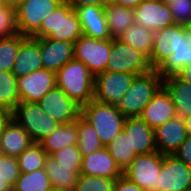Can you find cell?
<instances>
[{"label":"cell","mask_w":191,"mask_h":191,"mask_svg":"<svg viewBox=\"0 0 191 191\" xmlns=\"http://www.w3.org/2000/svg\"><path fill=\"white\" fill-rule=\"evenodd\" d=\"M56 86L80 106L94 99V75L75 58L56 72Z\"/></svg>","instance_id":"1"},{"label":"cell","mask_w":191,"mask_h":191,"mask_svg":"<svg viewBox=\"0 0 191 191\" xmlns=\"http://www.w3.org/2000/svg\"><path fill=\"white\" fill-rule=\"evenodd\" d=\"M163 86V77L157 70L136 75L125 92L118 109L127 117H139L154 95Z\"/></svg>","instance_id":"2"},{"label":"cell","mask_w":191,"mask_h":191,"mask_svg":"<svg viewBox=\"0 0 191 191\" xmlns=\"http://www.w3.org/2000/svg\"><path fill=\"white\" fill-rule=\"evenodd\" d=\"M81 116L95 128L104 147L119 135L126 120L118 107L95 99L81 106Z\"/></svg>","instance_id":"3"},{"label":"cell","mask_w":191,"mask_h":191,"mask_svg":"<svg viewBox=\"0 0 191 191\" xmlns=\"http://www.w3.org/2000/svg\"><path fill=\"white\" fill-rule=\"evenodd\" d=\"M83 35L76 11L64 0L42 21L40 30L32 38H50L75 42Z\"/></svg>","instance_id":"4"},{"label":"cell","mask_w":191,"mask_h":191,"mask_svg":"<svg viewBox=\"0 0 191 191\" xmlns=\"http://www.w3.org/2000/svg\"><path fill=\"white\" fill-rule=\"evenodd\" d=\"M11 117L36 143H39L61 125L50 115H47L37 102H20L11 112Z\"/></svg>","instance_id":"5"},{"label":"cell","mask_w":191,"mask_h":191,"mask_svg":"<svg viewBox=\"0 0 191 191\" xmlns=\"http://www.w3.org/2000/svg\"><path fill=\"white\" fill-rule=\"evenodd\" d=\"M152 69L149 58L144 53L117 38H112L111 54L106 64V71L140 75Z\"/></svg>","instance_id":"6"},{"label":"cell","mask_w":191,"mask_h":191,"mask_svg":"<svg viewBox=\"0 0 191 191\" xmlns=\"http://www.w3.org/2000/svg\"><path fill=\"white\" fill-rule=\"evenodd\" d=\"M64 0H24L15 8L18 32L26 37H33L42 21Z\"/></svg>","instance_id":"7"},{"label":"cell","mask_w":191,"mask_h":191,"mask_svg":"<svg viewBox=\"0 0 191 191\" xmlns=\"http://www.w3.org/2000/svg\"><path fill=\"white\" fill-rule=\"evenodd\" d=\"M162 154L158 151L137 155L123 171V175L144 191H158V177Z\"/></svg>","instance_id":"8"},{"label":"cell","mask_w":191,"mask_h":191,"mask_svg":"<svg viewBox=\"0 0 191 191\" xmlns=\"http://www.w3.org/2000/svg\"><path fill=\"white\" fill-rule=\"evenodd\" d=\"M112 39L99 40L81 35L74 42V58L83 62L95 76L106 71Z\"/></svg>","instance_id":"9"},{"label":"cell","mask_w":191,"mask_h":191,"mask_svg":"<svg viewBox=\"0 0 191 191\" xmlns=\"http://www.w3.org/2000/svg\"><path fill=\"white\" fill-rule=\"evenodd\" d=\"M136 74L105 71L94 76V99L119 107Z\"/></svg>","instance_id":"10"},{"label":"cell","mask_w":191,"mask_h":191,"mask_svg":"<svg viewBox=\"0 0 191 191\" xmlns=\"http://www.w3.org/2000/svg\"><path fill=\"white\" fill-rule=\"evenodd\" d=\"M37 103L47 115L60 124L76 121L81 115V106L57 86L49 90Z\"/></svg>","instance_id":"11"},{"label":"cell","mask_w":191,"mask_h":191,"mask_svg":"<svg viewBox=\"0 0 191 191\" xmlns=\"http://www.w3.org/2000/svg\"><path fill=\"white\" fill-rule=\"evenodd\" d=\"M188 190H191V167H188L174 155H162L158 191Z\"/></svg>","instance_id":"12"},{"label":"cell","mask_w":191,"mask_h":191,"mask_svg":"<svg viewBox=\"0 0 191 191\" xmlns=\"http://www.w3.org/2000/svg\"><path fill=\"white\" fill-rule=\"evenodd\" d=\"M134 23L153 32L175 24L169 5L160 0H143L134 9Z\"/></svg>","instance_id":"13"},{"label":"cell","mask_w":191,"mask_h":191,"mask_svg":"<svg viewBox=\"0 0 191 191\" xmlns=\"http://www.w3.org/2000/svg\"><path fill=\"white\" fill-rule=\"evenodd\" d=\"M56 86V73L41 68L29 75L17 77L20 102H39L41 98Z\"/></svg>","instance_id":"14"},{"label":"cell","mask_w":191,"mask_h":191,"mask_svg":"<svg viewBox=\"0 0 191 191\" xmlns=\"http://www.w3.org/2000/svg\"><path fill=\"white\" fill-rule=\"evenodd\" d=\"M155 145L162 155H174L187 138L184 119L176 116L154 129Z\"/></svg>","instance_id":"15"},{"label":"cell","mask_w":191,"mask_h":191,"mask_svg":"<svg viewBox=\"0 0 191 191\" xmlns=\"http://www.w3.org/2000/svg\"><path fill=\"white\" fill-rule=\"evenodd\" d=\"M74 43L70 41L40 38V53L43 68L56 73L74 58Z\"/></svg>","instance_id":"16"},{"label":"cell","mask_w":191,"mask_h":191,"mask_svg":"<svg viewBox=\"0 0 191 191\" xmlns=\"http://www.w3.org/2000/svg\"><path fill=\"white\" fill-rule=\"evenodd\" d=\"M123 131L128 135L131 151L137 155L157 151L154 129L140 117H127Z\"/></svg>","instance_id":"17"},{"label":"cell","mask_w":191,"mask_h":191,"mask_svg":"<svg viewBox=\"0 0 191 191\" xmlns=\"http://www.w3.org/2000/svg\"><path fill=\"white\" fill-rule=\"evenodd\" d=\"M176 110L169 92L162 86L139 116L153 129L176 117Z\"/></svg>","instance_id":"18"},{"label":"cell","mask_w":191,"mask_h":191,"mask_svg":"<svg viewBox=\"0 0 191 191\" xmlns=\"http://www.w3.org/2000/svg\"><path fill=\"white\" fill-rule=\"evenodd\" d=\"M74 10L81 22L83 35L99 40L112 39L104 6H81Z\"/></svg>","instance_id":"19"},{"label":"cell","mask_w":191,"mask_h":191,"mask_svg":"<svg viewBox=\"0 0 191 191\" xmlns=\"http://www.w3.org/2000/svg\"><path fill=\"white\" fill-rule=\"evenodd\" d=\"M80 174L117 179L123 175V171L110 155L107 147H103L83 157Z\"/></svg>","instance_id":"20"},{"label":"cell","mask_w":191,"mask_h":191,"mask_svg":"<svg viewBox=\"0 0 191 191\" xmlns=\"http://www.w3.org/2000/svg\"><path fill=\"white\" fill-rule=\"evenodd\" d=\"M191 62V29L178 24V45L176 51L157 69L161 77L175 75Z\"/></svg>","instance_id":"21"},{"label":"cell","mask_w":191,"mask_h":191,"mask_svg":"<svg viewBox=\"0 0 191 191\" xmlns=\"http://www.w3.org/2000/svg\"><path fill=\"white\" fill-rule=\"evenodd\" d=\"M33 143L30 135L11 117L0 135V154L17 158Z\"/></svg>","instance_id":"22"},{"label":"cell","mask_w":191,"mask_h":191,"mask_svg":"<svg viewBox=\"0 0 191 191\" xmlns=\"http://www.w3.org/2000/svg\"><path fill=\"white\" fill-rule=\"evenodd\" d=\"M43 68L40 53V38L28 37L19 48L12 73L16 77L29 75Z\"/></svg>","instance_id":"23"},{"label":"cell","mask_w":191,"mask_h":191,"mask_svg":"<svg viewBox=\"0 0 191 191\" xmlns=\"http://www.w3.org/2000/svg\"><path fill=\"white\" fill-rule=\"evenodd\" d=\"M178 45V24H173L156 31L154 34L153 49L149 58L154 70H157L173 53Z\"/></svg>","instance_id":"24"},{"label":"cell","mask_w":191,"mask_h":191,"mask_svg":"<svg viewBox=\"0 0 191 191\" xmlns=\"http://www.w3.org/2000/svg\"><path fill=\"white\" fill-rule=\"evenodd\" d=\"M163 86L169 92L176 115L185 118L191 115V84L182 81L176 74L163 78Z\"/></svg>","instance_id":"25"},{"label":"cell","mask_w":191,"mask_h":191,"mask_svg":"<svg viewBox=\"0 0 191 191\" xmlns=\"http://www.w3.org/2000/svg\"><path fill=\"white\" fill-rule=\"evenodd\" d=\"M39 143L48 155H52L68 145L77 144V120L67 124H61Z\"/></svg>","instance_id":"26"},{"label":"cell","mask_w":191,"mask_h":191,"mask_svg":"<svg viewBox=\"0 0 191 191\" xmlns=\"http://www.w3.org/2000/svg\"><path fill=\"white\" fill-rule=\"evenodd\" d=\"M44 168L53 188L74 190L81 168H64L51 155H48Z\"/></svg>","instance_id":"27"},{"label":"cell","mask_w":191,"mask_h":191,"mask_svg":"<svg viewBox=\"0 0 191 191\" xmlns=\"http://www.w3.org/2000/svg\"><path fill=\"white\" fill-rule=\"evenodd\" d=\"M107 24L112 38L118 36L134 24V9L108 2L104 6Z\"/></svg>","instance_id":"28"},{"label":"cell","mask_w":191,"mask_h":191,"mask_svg":"<svg viewBox=\"0 0 191 191\" xmlns=\"http://www.w3.org/2000/svg\"><path fill=\"white\" fill-rule=\"evenodd\" d=\"M154 34L155 32L134 23L121 33L117 39L150 58L153 49Z\"/></svg>","instance_id":"29"},{"label":"cell","mask_w":191,"mask_h":191,"mask_svg":"<svg viewBox=\"0 0 191 191\" xmlns=\"http://www.w3.org/2000/svg\"><path fill=\"white\" fill-rule=\"evenodd\" d=\"M78 130V149L82 157L89 155L99 149L103 148L95 128L86 121L81 115L77 118Z\"/></svg>","instance_id":"30"},{"label":"cell","mask_w":191,"mask_h":191,"mask_svg":"<svg viewBox=\"0 0 191 191\" xmlns=\"http://www.w3.org/2000/svg\"><path fill=\"white\" fill-rule=\"evenodd\" d=\"M19 103L17 77L12 72L0 71V107L12 112Z\"/></svg>","instance_id":"31"},{"label":"cell","mask_w":191,"mask_h":191,"mask_svg":"<svg viewBox=\"0 0 191 191\" xmlns=\"http://www.w3.org/2000/svg\"><path fill=\"white\" fill-rule=\"evenodd\" d=\"M50 188L52 184L45 168L30 173H21L12 187L14 191H48Z\"/></svg>","instance_id":"32"},{"label":"cell","mask_w":191,"mask_h":191,"mask_svg":"<svg viewBox=\"0 0 191 191\" xmlns=\"http://www.w3.org/2000/svg\"><path fill=\"white\" fill-rule=\"evenodd\" d=\"M47 157L40 143L34 142L17 157L20 172L30 173L44 168Z\"/></svg>","instance_id":"33"},{"label":"cell","mask_w":191,"mask_h":191,"mask_svg":"<svg viewBox=\"0 0 191 191\" xmlns=\"http://www.w3.org/2000/svg\"><path fill=\"white\" fill-rule=\"evenodd\" d=\"M106 147L122 171L137 156L135 151H131L128 135L123 130Z\"/></svg>","instance_id":"34"},{"label":"cell","mask_w":191,"mask_h":191,"mask_svg":"<svg viewBox=\"0 0 191 191\" xmlns=\"http://www.w3.org/2000/svg\"><path fill=\"white\" fill-rule=\"evenodd\" d=\"M28 37L20 33L0 39V71L12 72L20 45Z\"/></svg>","instance_id":"35"},{"label":"cell","mask_w":191,"mask_h":191,"mask_svg":"<svg viewBox=\"0 0 191 191\" xmlns=\"http://www.w3.org/2000/svg\"><path fill=\"white\" fill-rule=\"evenodd\" d=\"M116 179L79 174L73 191H114Z\"/></svg>","instance_id":"36"},{"label":"cell","mask_w":191,"mask_h":191,"mask_svg":"<svg viewBox=\"0 0 191 191\" xmlns=\"http://www.w3.org/2000/svg\"><path fill=\"white\" fill-rule=\"evenodd\" d=\"M51 156L64 168H81L83 157L77 144L68 145Z\"/></svg>","instance_id":"37"},{"label":"cell","mask_w":191,"mask_h":191,"mask_svg":"<svg viewBox=\"0 0 191 191\" xmlns=\"http://www.w3.org/2000/svg\"><path fill=\"white\" fill-rule=\"evenodd\" d=\"M21 172L16 157L0 154V176L13 187Z\"/></svg>","instance_id":"38"},{"label":"cell","mask_w":191,"mask_h":191,"mask_svg":"<svg viewBox=\"0 0 191 191\" xmlns=\"http://www.w3.org/2000/svg\"><path fill=\"white\" fill-rule=\"evenodd\" d=\"M168 5L175 24L187 26L191 18V0H176Z\"/></svg>","instance_id":"39"},{"label":"cell","mask_w":191,"mask_h":191,"mask_svg":"<svg viewBox=\"0 0 191 191\" xmlns=\"http://www.w3.org/2000/svg\"><path fill=\"white\" fill-rule=\"evenodd\" d=\"M18 33L16 18H0V39Z\"/></svg>","instance_id":"40"},{"label":"cell","mask_w":191,"mask_h":191,"mask_svg":"<svg viewBox=\"0 0 191 191\" xmlns=\"http://www.w3.org/2000/svg\"><path fill=\"white\" fill-rule=\"evenodd\" d=\"M174 156L183 161L188 167H191V136L182 142Z\"/></svg>","instance_id":"41"},{"label":"cell","mask_w":191,"mask_h":191,"mask_svg":"<svg viewBox=\"0 0 191 191\" xmlns=\"http://www.w3.org/2000/svg\"><path fill=\"white\" fill-rule=\"evenodd\" d=\"M114 191H144L137 184L122 175L116 179Z\"/></svg>","instance_id":"42"},{"label":"cell","mask_w":191,"mask_h":191,"mask_svg":"<svg viewBox=\"0 0 191 191\" xmlns=\"http://www.w3.org/2000/svg\"><path fill=\"white\" fill-rule=\"evenodd\" d=\"M69 5L74 9L81 6H105L109 0H66Z\"/></svg>","instance_id":"43"},{"label":"cell","mask_w":191,"mask_h":191,"mask_svg":"<svg viewBox=\"0 0 191 191\" xmlns=\"http://www.w3.org/2000/svg\"><path fill=\"white\" fill-rule=\"evenodd\" d=\"M0 18H16L15 8L5 5L4 0H0Z\"/></svg>","instance_id":"44"},{"label":"cell","mask_w":191,"mask_h":191,"mask_svg":"<svg viewBox=\"0 0 191 191\" xmlns=\"http://www.w3.org/2000/svg\"><path fill=\"white\" fill-rule=\"evenodd\" d=\"M143 0H109L110 3L118 6L135 9Z\"/></svg>","instance_id":"45"},{"label":"cell","mask_w":191,"mask_h":191,"mask_svg":"<svg viewBox=\"0 0 191 191\" xmlns=\"http://www.w3.org/2000/svg\"><path fill=\"white\" fill-rule=\"evenodd\" d=\"M176 75L182 80L191 84V62L184 66Z\"/></svg>","instance_id":"46"},{"label":"cell","mask_w":191,"mask_h":191,"mask_svg":"<svg viewBox=\"0 0 191 191\" xmlns=\"http://www.w3.org/2000/svg\"><path fill=\"white\" fill-rule=\"evenodd\" d=\"M10 118H11V112L0 107V135L5 124L9 121Z\"/></svg>","instance_id":"47"},{"label":"cell","mask_w":191,"mask_h":191,"mask_svg":"<svg viewBox=\"0 0 191 191\" xmlns=\"http://www.w3.org/2000/svg\"><path fill=\"white\" fill-rule=\"evenodd\" d=\"M11 189V185L0 176V191H9Z\"/></svg>","instance_id":"48"},{"label":"cell","mask_w":191,"mask_h":191,"mask_svg":"<svg viewBox=\"0 0 191 191\" xmlns=\"http://www.w3.org/2000/svg\"><path fill=\"white\" fill-rule=\"evenodd\" d=\"M184 119L185 126H186V132L188 136H191V115L187 116Z\"/></svg>","instance_id":"49"},{"label":"cell","mask_w":191,"mask_h":191,"mask_svg":"<svg viewBox=\"0 0 191 191\" xmlns=\"http://www.w3.org/2000/svg\"><path fill=\"white\" fill-rule=\"evenodd\" d=\"M24 0H4L5 5L16 8Z\"/></svg>","instance_id":"50"},{"label":"cell","mask_w":191,"mask_h":191,"mask_svg":"<svg viewBox=\"0 0 191 191\" xmlns=\"http://www.w3.org/2000/svg\"><path fill=\"white\" fill-rule=\"evenodd\" d=\"M160 1L164 2L165 4H169V3L176 1V0H160Z\"/></svg>","instance_id":"51"},{"label":"cell","mask_w":191,"mask_h":191,"mask_svg":"<svg viewBox=\"0 0 191 191\" xmlns=\"http://www.w3.org/2000/svg\"><path fill=\"white\" fill-rule=\"evenodd\" d=\"M48 191H62V190H59V189H56V188H50Z\"/></svg>","instance_id":"52"},{"label":"cell","mask_w":191,"mask_h":191,"mask_svg":"<svg viewBox=\"0 0 191 191\" xmlns=\"http://www.w3.org/2000/svg\"><path fill=\"white\" fill-rule=\"evenodd\" d=\"M187 28L191 29V18H190V21H189V23L187 25Z\"/></svg>","instance_id":"53"}]
</instances>
